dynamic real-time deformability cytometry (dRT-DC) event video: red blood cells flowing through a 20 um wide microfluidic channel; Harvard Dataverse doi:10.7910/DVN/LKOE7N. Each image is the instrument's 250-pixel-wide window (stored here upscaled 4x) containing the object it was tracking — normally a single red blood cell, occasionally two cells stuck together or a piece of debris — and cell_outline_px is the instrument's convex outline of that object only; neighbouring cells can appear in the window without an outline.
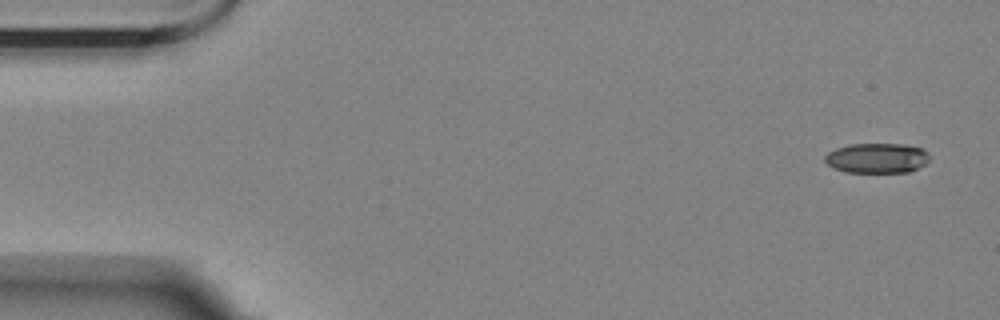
{"species": "Egyptian fruit bat (a non-hibernating species)", "species_latin": "Rousettus aegyptiacus", "temperature_condition": "room temperature", "stored_images_in_passage": 26, "camera_frame_rate_fps": 3000, "um_per_image_px": 0.085, "animal": {"sex": "female"}, "frame": {"image": 1, "passage_image": 1, "time_ms": 0.0, "image_size_px": [1000, 320], "cell_outline_px": [[928, 160], [924, 164], [908, 172], [844, 172], [832, 168], [824, 160], [824, 156], [828, 152], [836, 148], [848, 144], [904, 144], [920, 148], [928, 152]], "centroid_in_image_um": [74.49, 13.43], "position_along_channel_um": 10.5, "area_um2": 18.26}}
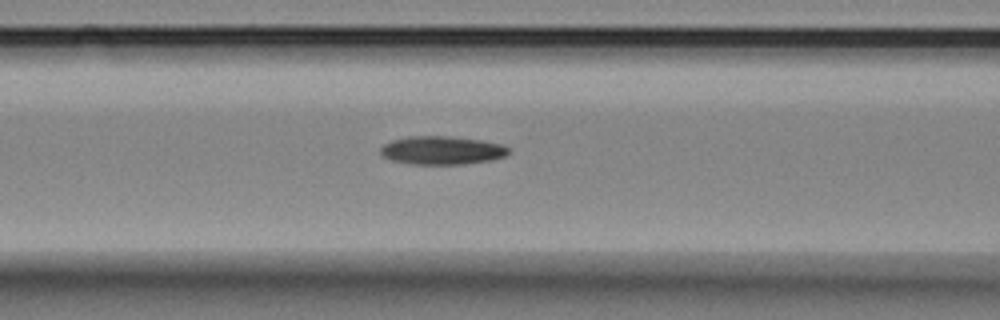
{"frame": {"image": 2, "passage_image": 21, "time_ms": 6.667, "image_size_px": [1000, 320], "cell_outline_px": [[508, 152], [504, 156], [492, 160], [464, 164], [412, 164], [392, 160], [380, 156], [380, 148], [384, 144], [392, 140], [408, 136], [448, 136], [480, 140], [500, 144], [508, 148]], "centroid_in_image_um": [37.51, 12.78], "position_along_channel_um": 129.1, "area_um2": 21.1}}
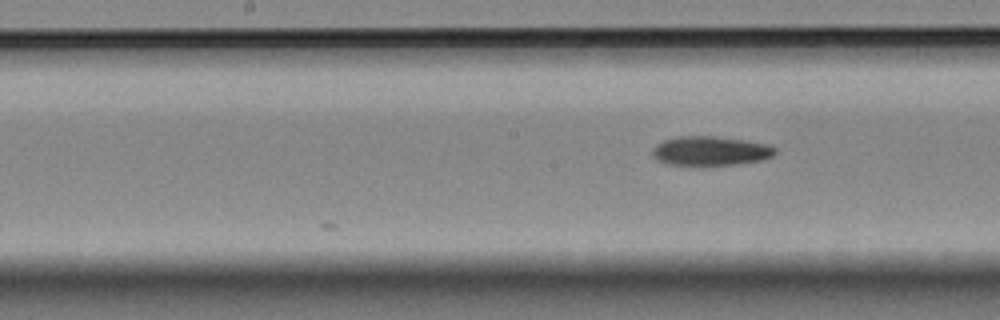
{"frame": {"image": 3, "passage_image": 26, "time_ms": 8.333, "image_size_px": [1000, 320], "cell_outline_px": [[776, 152], [772, 156], [760, 160], [736, 164], [700, 168], [668, 164], [660, 160], [652, 152], [652, 148], [656, 144], [664, 140], [676, 136], [716, 136], [744, 140], [764, 144], [776, 148]], "centroid_in_image_um": [60.35, 12.86], "position_along_channel_um": 187.9, "area_um2": 21.39}}